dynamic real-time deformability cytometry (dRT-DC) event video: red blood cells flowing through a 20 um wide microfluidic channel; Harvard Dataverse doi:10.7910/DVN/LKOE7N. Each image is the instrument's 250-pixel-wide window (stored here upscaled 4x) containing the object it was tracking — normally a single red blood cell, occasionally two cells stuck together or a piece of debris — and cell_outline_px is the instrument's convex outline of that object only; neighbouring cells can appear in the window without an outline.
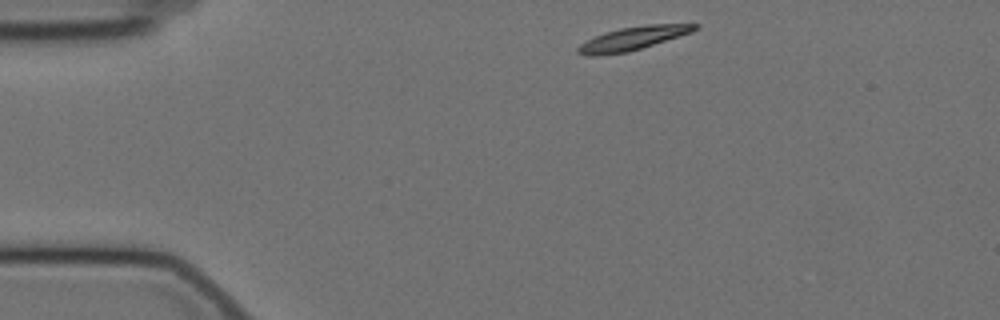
{"species": "Egyptian fruit bat (a non-hibernating species)", "species_latin": "Rousettus aegyptiacus", "temperature_condition": "cold", "stored_images_in_passage": 8, "camera_frame_rate_fps": 3000, "um_per_image_px": 0.085, "animal": {"sex": "female"}, "frame": {"image": 1, "passage_image": 1, "time_ms": 0.0, "image_size_px": [1000, 320], "cell_outline_px": [[700, 24], [692, 32], [628, 52], [600, 56], [584, 56], [576, 52], [576, 48], [580, 44], [604, 32], [620, 28], [648, 24]], "centroid_in_image_um": [53.72, 3.28], "position_along_channel_um": 31.3, "area_um2": 15.9}}